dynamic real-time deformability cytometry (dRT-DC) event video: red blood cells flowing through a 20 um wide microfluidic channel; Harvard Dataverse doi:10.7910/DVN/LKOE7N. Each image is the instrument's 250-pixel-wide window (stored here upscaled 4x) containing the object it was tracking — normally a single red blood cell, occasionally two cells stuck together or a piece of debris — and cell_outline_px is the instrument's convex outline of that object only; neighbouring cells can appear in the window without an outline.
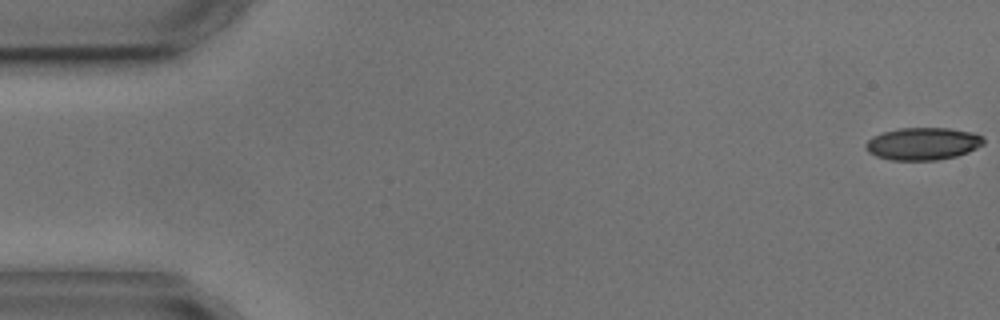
{"species": "common noctule bat (a hibernating species)", "species_latin": "Nyctalus noctula", "temperature_condition": "cold", "stored_images_in_passage": 6, "camera_frame_rate_fps": 3000, "um_per_image_px": 0.085, "animal": {"sex": "male", "body_mass_g": 17.9, "forearm_length_mm": 54.2}, "frame": {"image": 1, "passage_image": 1, "time_ms": 0.0, "image_size_px": [1000, 320], "cell_outline_px": [[984, 144], [968, 152], [956, 156], [936, 160], [892, 160], [876, 156], [868, 152], [864, 148], [864, 144], [872, 136], [884, 132], [900, 128], [948, 128], [972, 132], [984, 136]], "centroid_in_image_um": [78.44, 12.21], "position_along_channel_um": 6.6, "area_um2": 22.37}}